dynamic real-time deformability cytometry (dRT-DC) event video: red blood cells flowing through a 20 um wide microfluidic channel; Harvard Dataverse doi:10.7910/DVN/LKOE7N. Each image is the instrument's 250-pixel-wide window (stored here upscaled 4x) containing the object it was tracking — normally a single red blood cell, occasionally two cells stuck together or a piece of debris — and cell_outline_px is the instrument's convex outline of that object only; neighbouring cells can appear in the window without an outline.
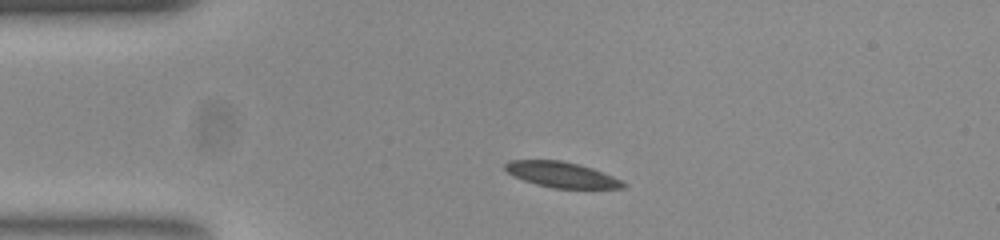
{"species": "common noctule bat (a hibernating species)", "species_latin": "Nyctalus noctula", "temperature_condition": "room temperature", "stored_images_in_passage": 42, "camera_frame_rate_fps": 3000, "um_per_image_px": 0.085, "animal": {"sex": "female", "body_mass_g": 23.0, "forearm_length_mm": 53.4}, "frame": {"image": 1, "passage_image": 1, "time_ms": 0.0, "image_size_px": [1000, 240], "cell_outline_px": [[628, 184], [624, 188], [552, 188], [536, 184], [524, 180], [508, 172], [504, 168], [504, 164], [508, 160], [560, 160], [580, 164], [592, 168], [612, 176]], "centroid_in_image_um": [47.74, 14.84], "position_along_channel_um": 37.3, "area_um2": 17.46}}
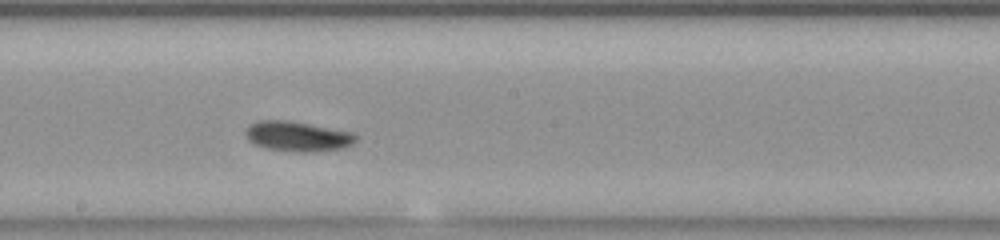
{"frame": {"image": 2, "passage_image": 18, "time_ms": 5.667, "image_size_px": [1000, 240], "cell_outline_px": [[360, 136], [352, 144], [344, 148], [312, 152], [300, 152], [264, 148], [248, 140], [244, 136], [244, 132], [248, 124], [256, 120], [288, 120], [352, 132]], "centroid_in_image_um": [25.27, 11.58], "position_along_channel_um": 222.9, "area_um2": 19.54}}
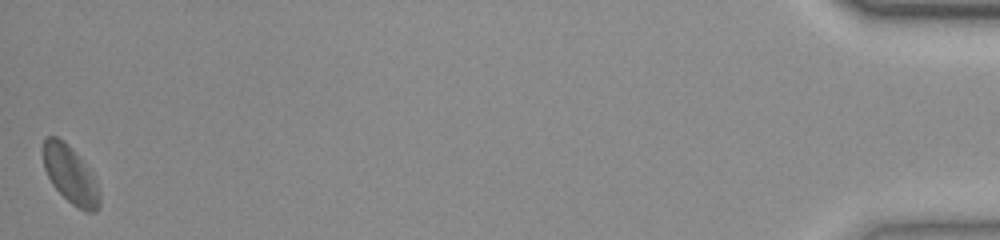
{"frame": {"image": 3, "passage_image": 42, "time_ms": 13.667, "image_size_px": [1000, 240], "cell_outline_px": [[100, 208], [96, 212], [84, 212], [72, 204], [52, 184], [44, 168], [44, 136], [56, 136], [64, 140], [72, 148], [84, 164], [96, 184], [100, 192]], "centroid_in_image_um": [5.98, 14.87], "position_along_channel_um": 429.2, "area_um2": 18.55}, "authors_computed_cell_mechanics": {"area_um2": 18.2648, "velocity_mm_per_s": 3.8342, "shape_relaxation_time_tau1_ms": 3.3826, "shape_relaxation_time_tau2_ms": null, "deformation_change_tau1": 0.1156, "deformation_change_tau2": null}}